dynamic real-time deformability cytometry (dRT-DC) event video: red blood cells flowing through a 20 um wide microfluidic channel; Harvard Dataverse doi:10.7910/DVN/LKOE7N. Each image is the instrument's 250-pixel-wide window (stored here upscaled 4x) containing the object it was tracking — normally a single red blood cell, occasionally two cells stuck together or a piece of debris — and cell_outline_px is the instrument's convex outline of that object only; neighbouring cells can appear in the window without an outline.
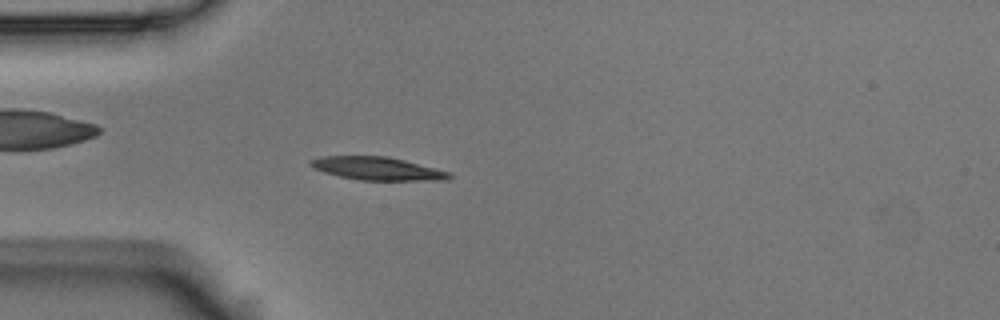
{"species": "Egyptian fruit bat (a non-hibernating species)", "species_latin": "Rousettus aegyptiacus", "temperature_condition": "room temperature", "stored_images_in_passage": 55, "camera_frame_rate_fps": 3000, "um_per_image_px": 0.085, "animal": {"sex": "male"}, "frame": {"image": 1, "passage_image": 15, "time_ms": 4.667, "image_size_px": [1000, 320], "cell_outline_px": [[452, 176], [448, 180], [360, 180], [340, 176], [324, 172], [312, 168], [308, 164], [308, 160], [320, 156], [388, 156], [452, 172]], "centroid_in_image_um": [32.06, 14.32], "position_along_channel_um": 52.9, "area_um2": 18.79}}
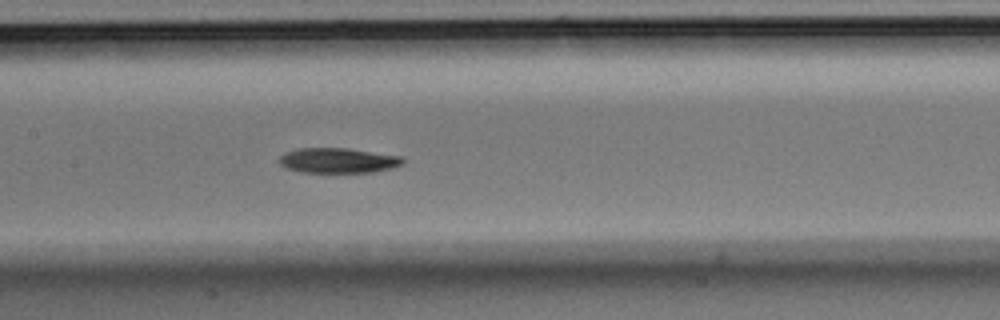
{"frame": {"image": 2, "passage_image": 26, "time_ms": 8.333, "image_size_px": [1000, 320], "cell_outline_px": [[404, 164], [392, 168], [372, 172], [300, 172], [284, 168], [280, 164], [280, 156], [284, 152], [300, 148], [348, 148], [404, 156]], "centroid_in_image_um": [28.76, 13.63], "position_along_channel_um": 178.6, "area_um2": 18.26}}
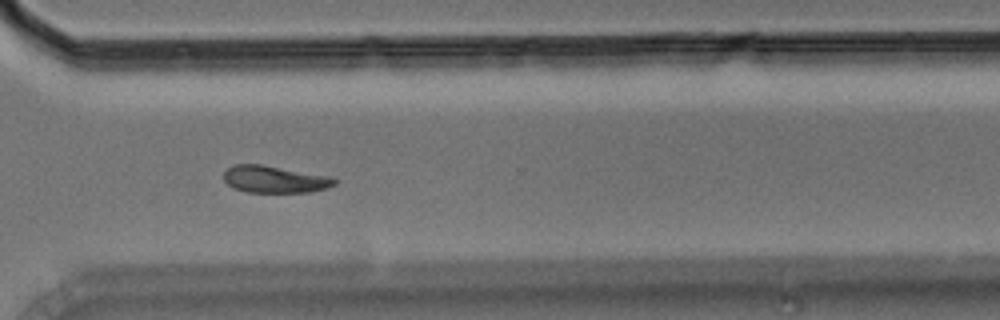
{"frame": {"image": 3, "passage_image": 40, "time_ms": 13.0, "image_size_px": [1000, 320], "cell_outline_px": [[336, 184], [328, 188], [312, 192], [248, 192], [232, 188], [224, 180], [224, 172], [232, 164], [260, 164], [332, 176], [336, 180]], "centroid_in_image_um": [23.36, 15.24], "position_along_channel_um": 347.2, "area_um2": 17.63}, "authors_computed_cell_mechanics": {"area_um2": 17.918, "velocity_mm_per_s": 3.6225, "shape_relaxation_time_tau1_ms": 4.1979, "shape_relaxation_time_tau2_ms": null, "deformation_change_tau1": 0.1528, "deformation_change_tau2": null}}